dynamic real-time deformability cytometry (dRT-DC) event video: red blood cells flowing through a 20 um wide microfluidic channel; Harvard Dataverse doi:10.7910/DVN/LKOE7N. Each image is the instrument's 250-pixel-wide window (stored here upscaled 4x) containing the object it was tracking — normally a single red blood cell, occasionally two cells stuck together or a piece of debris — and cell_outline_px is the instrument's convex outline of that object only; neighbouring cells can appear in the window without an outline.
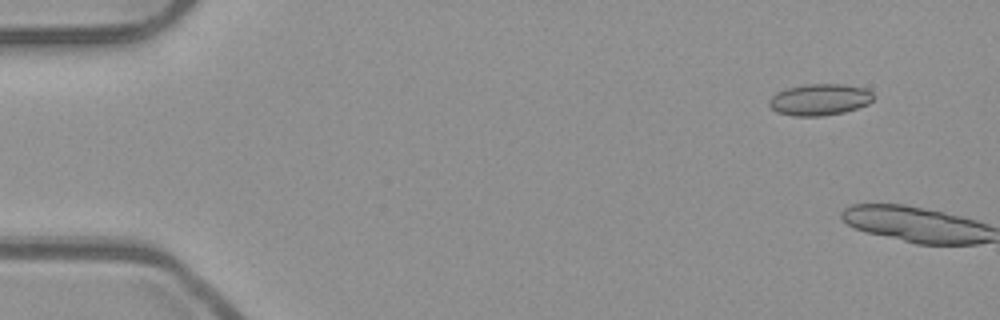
{"species": "common noctule bat (a hibernating species)", "species_latin": "Nyctalus noctula", "temperature_condition": "room temperature", "stored_images_in_passage": 2, "camera_frame_rate_fps": 3000, "um_per_image_px": 0.085, "animal": {"sex": "male", "body_mass_g": 23.1, "forearm_length_mm": 52.7}, "frame": {"image": 1, "passage_image": 1, "time_ms": 0.0, "image_size_px": [1000, 320], "cell_outline_px": [[872, 100], [868, 104], [844, 112], [824, 116], [792, 116], [776, 112], [768, 104], [768, 100], [776, 92], [788, 88], [804, 84], [844, 84], [864, 88], [872, 92]], "centroid_in_image_um": [69.64, 8.47], "position_along_channel_um": 15.4, "area_um2": 19.19}}